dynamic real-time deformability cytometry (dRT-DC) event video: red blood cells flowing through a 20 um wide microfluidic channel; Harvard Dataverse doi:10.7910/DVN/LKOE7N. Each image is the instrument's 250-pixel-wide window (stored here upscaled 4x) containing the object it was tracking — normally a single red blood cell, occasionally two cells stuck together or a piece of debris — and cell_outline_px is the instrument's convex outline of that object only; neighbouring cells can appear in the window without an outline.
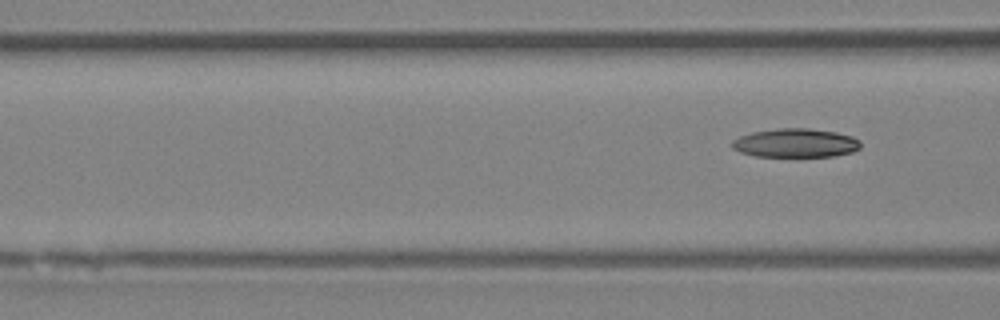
{"species": "Egyptian fruit bat (a non-hibernating species)", "species_latin": "Rousettus aegyptiacus", "temperature_condition": "room temperature", "stored_images_in_passage": 7, "camera_frame_rate_fps": 3000, "um_per_image_px": 0.085, "animal": {"sex": "female"}, "frame": {"image": 1, "passage_image": 7, "time_ms": 7.667, "image_size_px": [1000, 320], "cell_outline_px": [[860, 148], [852, 152], [836, 156], [756, 156], [740, 152], [732, 148], [732, 140], [740, 136], [752, 132], [776, 128], [808, 128], [836, 132], [852, 136], [860, 140]], "centroid_in_image_um": [67.63, 12.15], "position_along_channel_um": 99.0, "area_um2": 21.62}}